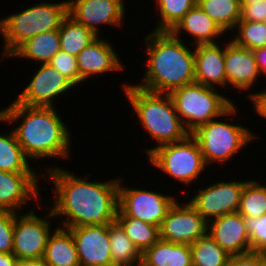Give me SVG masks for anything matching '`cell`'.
Wrapping results in <instances>:
<instances>
[{
    "mask_svg": "<svg viewBox=\"0 0 266 266\" xmlns=\"http://www.w3.org/2000/svg\"><path fill=\"white\" fill-rule=\"evenodd\" d=\"M145 40L147 70L138 87L154 93L170 94L195 82L194 51L180 38L170 31H152Z\"/></svg>",
    "mask_w": 266,
    "mask_h": 266,
    "instance_id": "cell-3",
    "label": "cell"
},
{
    "mask_svg": "<svg viewBox=\"0 0 266 266\" xmlns=\"http://www.w3.org/2000/svg\"><path fill=\"white\" fill-rule=\"evenodd\" d=\"M67 16V0L58 3L42 1L0 19V34L5 42L2 56H10L22 43L37 34L58 30Z\"/></svg>",
    "mask_w": 266,
    "mask_h": 266,
    "instance_id": "cell-5",
    "label": "cell"
},
{
    "mask_svg": "<svg viewBox=\"0 0 266 266\" xmlns=\"http://www.w3.org/2000/svg\"><path fill=\"white\" fill-rule=\"evenodd\" d=\"M237 212L243 217H261L266 213V186L249 180L244 186Z\"/></svg>",
    "mask_w": 266,
    "mask_h": 266,
    "instance_id": "cell-31",
    "label": "cell"
},
{
    "mask_svg": "<svg viewBox=\"0 0 266 266\" xmlns=\"http://www.w3.org/2000/svg\"><path fill=\"white\" fill-rule=\"evenodd\" d=\"M215 90L213 87L194 82L169 94L178 116L190 134L215 118L238 113L237 106L231 99Z\"/></svg>",
    "mask_w": 266,
    "mask_h": 266,
    "instance_id": "cell-6",
    "label": "cell"
},
{
    "mask_svg": "<svg viewBox=\"0 0 266 266\" xmlns=\"http://www.w3.org/2000/svg\"><path fill=\"white\" fill-rule=\"evenodd\" d=\"M260 256V259L262 261V266H266V249L261 250L259 252H257Z\"/></svg>",
    "mask_w": 266,
    "mask_h": 266,
    "instance_id": "cell-43",
    "label": "cell"
},
{
    "mask_svg": "<svg viewBox=\"0 0 266 266\" xmlns=\"http://www.w3.org/2000/svg\"><path fill=\"white\" fill-rule=\"evenodd\" d=\"M15 266H45L43 259H17Z\"/></svg>",
    "mask_w": 266,
    "mask_h": 266,
    "instance_id": "cell-42",
    "label": "cell"
},
{
    "mask_svg": "<svg viewBox=\"0 0 266 266\" xmlns=\"http://www.w3.org/2000/svg\"><path fill=\"white\" fill-rule=\"evenodd\" d=\"M260 73L266 76V45L262 48L252 50Z\"/></svg>",
    "mask_w": 266,
    "mask_h": 266,
    "instance_id": "cell-40",
    "label": "cell"
},
{
    "mask_svg": "<svg viewBox=\"0 0 266 266\" xmlns=\"http://www.w3.org/2000/svg\"><path fill=\"white\" fill-rule=\"evenodd\" d=\"M226 86L248 90L261 74L252 50L239 47L232 41L225 44Z\"/></svg>",
    "mask_w": 266,
    "mask_h": 266,
    "instance_id": "cell-19",
    "label": "cell"
},
{
    "mask_svg": "<svg viewBox=\"0 0 266 266\" xmlns=\"http://www.w3.org/2000/svg\"><path fill=\"white\" fill-rule=\"evenodd\" d=\"M141 266H192L191 247L159 239L142 253Z\"/></svg>",
    "mask_w": 266,
    "mask_h": 266,
    "instance_id": "cell-23",
    "label": "cell"
},
{
    "mask_svg": "<svg viewBox=\"0 0 266 266\" xmlns=\"http://www.w3.org/2000/svg\"><path fill=\"white\" fill-rule=\"evenodd\" d=\"M249 128L217 119L199 126L191 135L197 140L204 162L224 164L256 137ZM224 162V163H223Z\"/></svg>",
    "mask_w": 266,
    "mask_h": 266,
    "instance_id": "cell-8",
    "label": "cell"
},
{
    "mask_svg": "<svg viewBox=\"0 0 266 266\" xmlns=\"http://www.w3.org/2000/svg\"><path fill=\"white\" fill-rule=\"evenodd\" d=\"M264 24H265V26H266V18L262 21Z\"/></svg>",
    "mask_w": 266,
    "mask_h": 266,
    "instance_id": "cell-45",
    "label": "cell"
},
{
    "mask_svg": "<svg viewBox=\"0 0 266 266\" xmlns=\"http://www.w3.org/2000/svg\"><path fill=\"white\" fill-rule=\"evenodd\" d=\"M15 212L0 210V253L13 252Z\"/></svg>",
    "mask_w": 266,
    "mask_h": 266,
    "instance_id": "cell-36",
    "label": "cell"
},
{
    "mask_svg": "<svg viewBox=\"0 0 266 266\" xmlns=\"http://www.w3.org/2000/svg\"><path fill=\"white\" fill-rule=\"evenodd\" d=\"M99 37L97 36L76 56L81 82L92 75L124 70V65L112 44Z\"/></svg>",
    "mask_w": 266,
    "mask_h": 266,
    "instance_id": "cell-18",
    "label": "cell"
},
{
    "mask_svg": "<svg viewBox=\"0 0 266 266\" xmlns=\"http://www.w3.org/2000/svg\"><path fill=\"white\" fill-rule=\"evenodd\" d=\"M187 31L198 44H215L214 39L219 38L224 32L220 27L196 4L170 31L179 38L181 31Z\"/></svg>",
    "mask_w": 266,
    "mask_h": 266,
    "instance_id": "cell-21",
    "label": "cell"
},
{
    "mask_svg": "<svg viewBox=\"0 0 266 266\" xmlns=\"http://www.w3.org/2000/svg\"><path fill=\"white\" fill-rule=\"evenodd\" d=\"M36 172H7L0 170V210L18 211L28 200H37L38 177Z\"/></svg>",
    "mask_w": 266,
    "mask_h": 266,
    "instance_id": "cell-17",
    "label": "cell"
},
{
    "mask_svg": "<svg viewBox=\"0 0 266 266\" xmlns=\"http://www.w3.org/2000/svg\"><path fill=\"white\" fill-rule=\"evenodd\" d=\"M266 18V0H259L253 4L244 5L241 8L239 21L262 22Z\"/></svg>",
    "mask_w": 266,
    "mask_h": 266,
    "instance_id": "cell-37",
    "label": "cell"
},
{
    "mask_svg": "<svg viewBox=\"0 0 266 266\" xmlns=\"http://www.w3.org/2000/svg\"><path fill=\"white\" fill-rule=\"evenodd\" d=\"M225 33L241 19L239 0H197L196 3Z\"/></svg>",
    "mask_w": 266,
    "mask_h": 266,
    "instance_id": "cell-26",
    "label": "cell"
},
{
    "mask_svg": "<svg viewBox=\"0 0 266 266\" xmlns=\"http://www.w3.org/2000/svg\"><path fill=\"white\" fill-rule=\"evenodd\" d=\"M54 182L55 198L48 217L66 216L63 228L85 225H109L116 221L118 212L119 179L108 182H88L66 169L48 168Z\"/></svg>",
    "mask_w": 266,
    "mask_h": 266,
    "instance_id": "cell-1",
    "label": "cell"
},
{
    "mask_svg": "<svg viewBox=\"0 0 266 266\" xmlns=\"http://www.w3.org/2000/svg\"><path fill=\"white\" fill-rule=\"evenodd\" d=\"M121 179V180H120ZM119 178L117 217H133L160 226L176 198L159 192L122 186Z\"/></svg>",
    "mask_w": 266,
    "mask_h": 266,
    "instance_id": "cell-9",
    "label": "cell"
},
{
    "mask_svg": "<svg viewBox=\"0 0 266 266\" xmlns=\"http://www.w3.org/2000/svg\"><path fill=\"white\" fill-rule=\"evenodd\" d=\"M68 15L99 36L98 25L120 26L124 20V0H67Z\"/></svg>",
    "mask_w": 266,
    "mask_h": 266,
    "instance_id": "cell-14",
    "label": "cell"
},
{
    "mask_svg": "<svg viewBox=\"0 0 266 266\" xmlns=\"http://www.w3.org/2000/svg\"><path fill=\"white\" fill-rule=\"evenodd\" d=\"M18 143L14 130L0 135V170L7 172H36Z\"/></svg>",
    "mask_w": 266,
    "mask_h": 266,
    "instance_id": "cell-28",
    "label": "cell"
},
{
    "mask_svg": "<svg viewBox=\"0 0 266 266\" xmlns=\"http://www.w3.org/2000/svg\"><path fill=\"white\" fill-rule=\"evenodd\" d=\"M15 212L13 252L17 259H43L47 240L52 233L50 221L35 215L34 210L26 214Z\"/></svg>",
    "mask_w": 266,
    "mask_h": 266,
    "instance_id": "cell-10",
    "label": "cell"
},
{
    "mask_svg": "<svg viewBox=\"0 0 266 266\" xmlns=\"http://www.w3.org/2000/svg\"><path fill=\"white\" fill-rule=\"evenodd\" d=\"M42 65V66H41ZM28 86L16 98V102L27 106L53 107L55 97L75 85L49 63L41 64Z\"/></svg>",
    "mask_w": 266,
    "mask_h": 266,
    "instance_id": "cell-13",
    "label": "cell"
},
{
    "mask_svg": "<svg viewBox=\"0 0 266 266\" xmlns=\"http://www.w3.org/2000/svg\"><path fill=\"white\" fill-rule=\"evenodd\" d=\"M159 232L162 240L192 245L208 233V222L189 201L183 205L176 201L163 219Z\"/></svg>",
    "mask_w": 266,
    "mask_h": 266,
    "instance_id": "cell-12",
    "label": "cell"
},
{
    "mask_svg": "<svg viewBox=\"0 0 266 266\" xmlns=\"http://www.w3.org/2000/svg\"><path fill=\"white\" fill-rule=\"evenodd\" d=\"M236 38L231 40L235 45L255 50L266 45V26L263 22L238 21Z\"/></svg>",
    "mask_w": 266,
    "mask_h": 266,
    "instance_id": "cell-33",
    "label": "cell"
},
{
    "mask_svg": "<svg viewBox=\"0 0 266 266\" xmlns=\"http://www.w3.org/2000/svg\"><path fill=\"white\" fill-rule=\"evenodd\" d=\"M227 266H262V261L257 252L230 256Z\"/></svg>",
    "mask_w": 266,
    "mask_h": 266,
    "instance_id": "cell-38",
    "label": "cell"
},
{
    "mask_svg": "<svg viewBox=\"0 0 266 266\" xmlns=\"http://www.w3.org/2000/svg\"><path fill=\"white\" fill-rule=\"evenodd\" d=\"M108 234L114 266H135L136 263V266H141L142 253L134 246L117 221L108 225Z\"/></svg>",
    "mask_w": 266,
    "mask_h": 266,
    "instance_id": "cell-25",
    "label": "cell"
},
{
    "mask_svg": "<svg viewBox=\"0 0 266 266\" xmlns=\"http://www.w3.org/2000/svg\"><path fill=\"white\" fill-rule=\"evenodd\" d=\"M60 51L59 29L40 33L22 43L10 56L49 63Z\"/></svg>",
    "mask_w": 266,
    "mask_h": 266,
    "instance_id": "cell-24",
    "label": "cell"
},
{
    "mask_svg": "<svg viewBox=\"0 0 266 266\" xmlns=\"http://www.w3.org/2000/svg\"><path fill=\"white\" fill-rule=\"evenodd\" d=\"M192 266H227L230 255L207 233L190 245Z\"/></svg>",
    "mask_w": 266,
    "mask_h": 266,
    "instance_id": "cell-30",
    "label": "cell"
},
{
    "mask_svg": "<svg viewBox=\"0 0 266 266\" xmlns=\"http://www.w3.org/2000/svg\"><path fill=\"white\" fill-rule=\"evenodd\" d=\"M145 150L152 166L188 186L206 168L199 144L191 134L182 141Z\"/></svg>",
    "mask_w": 266,
    "mask_h": 266,
    "instance_id": "cell-7",
    "label": "cell"
},
{
    "mask_svg": "<svg viewBox=\"0 0 266 266\" xmlns=\"http://www.w3.org/2000/svg\"><path fill=\"white\" fill-rule=\"evenodd\" d=\"M249 234L251 251L259 252L266 249V213L261 217H244Z\"/></svg>",
    "mask_w": 266,
    "mask_h": 266,
    "instance_id": "cell-34",
    "label": "cell"
},
{
    "mask_svg": "<svg viewBox=\"0 0 266 266\" xmlns=\"http://www.w3.org/2000/svg\"><path fill=\"white\" fill-rule=\"evenodd\" d=\"M68 230L74 238L80 266H114L108 225H85Z\"/></svg>",
    "mask_w": 266,
    "mask_h": 266,
    "instance_id": "cell-15",
    "label": "cell"
},
{
    "mask_svg": "<svg viewBox=\"0 0 266 266\" xmlns=\"http://www.w3.org/2000/svg\"><path fill=\"white\" fill-rule=\"evenodd\" d=\"M43 261L45 266H80L76 244L68 229L56 227L49 235Z\"/></svg>",
    "mask_w": 266,
    "mask_h": 266,
    "instance_id": "cell-22",
    "label": "cell"
},
{
    "mask_svg": "<svg viewBox=\"0 0 266 266\" xmlns=\"http://www.w3.org/2000/svg\"><path fill=\"white\" fill-rule=\"evenodd\" d=\"M123 90L141 125L158 143L155 147L182 141L190 135L169 94L146 91L136 84H123Z\"/></svg>",
    "mask_w": 266,
    "mask_h": 266,
    "instance_id": "cell-4",
    "label": "cell"
},
{
    "mask_svg": "<svg viewBox=\"0 0 266 266\" xmlns=\"http://www.w3.org/2000/svg\"><path fill=\"white\" fill-rule=\"evenodd\" d=\"M17 258L13 254L0 253V266H15Z\"/></svg>",
    "mask_w": 266,
    "mask_h": 266,
    "instance_id": "cell-41",
    "label": "cell"
},
{
    "mask_svg": "<svg viewBox=\"0 0 266 266\" xmlns=\"http://www.w3.org/2000/svg\"><path fill=\"white\" fill-rule=\"evenodd\" d=\"M49 64L60 71L75 86L81 83L78 63L75 56L60 50L52 57Z\"/></svg>",
    "mask_w": 266,
    "mask_h": 266,
    "instance_id": "cell-35",
    "label": "cell"
},
{
    "mask_svg": "<svg viewBox=\"0 0 266 266\" xmlns=\"http://www.w3.org/2000/svg\"><path fill=\"white\" fill-rule=\"evenodd\" d=\"M248 97L253 102L254 110L261 116L266 118V90L256 93H250Z\"/></svg>",
    "mask_w": 266,
    "mask_h": 266,
    "instance_id": "cell-39",
    "label": "cell"
},
{
    "mask_svg": "<svg viewBox=\"0 0 266 266\" xmlns=\"http://www.w3.org/2000/svg\"><path fill=\"white\" fill-rule=\"evenodd\" d=\"M195 82L215 88L225 87V49L215 44H198L194 49Z\"/></svg>",
    "mask_w": 266,
    "mask_h": 266,
    "instance_id": "cell-20",
    "label": "cell"
},
{
    "mask_svg": "<svg viewBox=\"0 0 266 266\" xmlns=\"http://www.w3.org/2000/svg\"><path fill=\"white\" fill-rule=\"evenodd\" d=\"M247 181H220L199 189L198 193L188 200L197 212L209 222L225 214L238 211L241 195Z\"/></svg>",
    "mask_w": 266,
    "mask_h": 266,
    "instance_id": "cell-11",
    "label": "cell"
},
{
    "mask_svg": "<svg viewBox=\"0 0 266 266\" xmlns=\"http://www.w3.org/2000/svg\"><path fill=\"white\" fill-rule=\"evenodd\" d=\"M161 19L153 31H171L197 0H156Z\"/></svg>",
    "mask_w": 266,
    "mask_h": 266,
    "instance_id": "cell-32",
    "label": "cell"
},
{
    "mask_svg": "<svg viewBox=\"0 0 266 266\" xmlns=\"http://www.w3.org/2000/svg\"><path fill=\"white\" fill-rule=\"evenodd\" d=\"M208 234L230 256L252 252L244 217L238 212L210 220Z\"/></svg>",
    "mask_w": 266,
    "mask_h": 266,
    "instance_id": "cell-16",
    "label": "cell"
},
{
    "mask_svg": "<svg viewBox=\"0 0 266 266\" xmlns=\"http://www.w3.org/2000/svg\"><path fill=\"white\" fill-rule=\"evenodd\" d=\"M257 1H259V0H239L241 8L244 5L253 4V3L257 2Z\"/></svg>",
    "mask_w": 266,
    "mask_h": 266,
    "instance_id": "cell-44",
    "label": "cell"
},
{
    "mask_svg": "<svg viewBox=\"0 0 266 266\" xmlns=\"http://www.w3.org/2000/svg\"><path fill=\"white\" fill-rule=\"evenodd\" d=\"M20 118V126L13 130L28 159L70 157V130L54 106H27L14 101L0 111V122L11 124Z\"/></svg>",
    "mask_w": 266,
    "mask_h": 266,
    "instance_id": "cell-2",
    "label": "cell"
},
{
    "mask_svg": "<svg viewBox=\"0 0 266 266\" xmlns=\"http://www.w3.org/2000/svg\"><path fill=\"white\" fill-rule=\"evenodd\" d=\"M59 36L60 50L75 57L97 37L91 30L77 23L69 15L59 27Z\"/></svg>",
    "mask_w": 266,
    "mask_h": 266,
    "instance_id": "cell-27",
    "label": "cell"
},
{
    "mask_svg": "<svg viewBox=\"0 0 266 266\" xmlns=\"http://www.w3.org/2000/svg\"><path fill=\"white\" fill-rule=\"evenodd\" d=\"M116 221L125 230L127 237L141 253L152 247L160 239L159 228L140 219L116 217Z\"/></svg>",
    "mask_w": 266,
    "mask_h": 266,
    "instance_id": "cell-29",
    "label": "cell"
}]
</instances>
